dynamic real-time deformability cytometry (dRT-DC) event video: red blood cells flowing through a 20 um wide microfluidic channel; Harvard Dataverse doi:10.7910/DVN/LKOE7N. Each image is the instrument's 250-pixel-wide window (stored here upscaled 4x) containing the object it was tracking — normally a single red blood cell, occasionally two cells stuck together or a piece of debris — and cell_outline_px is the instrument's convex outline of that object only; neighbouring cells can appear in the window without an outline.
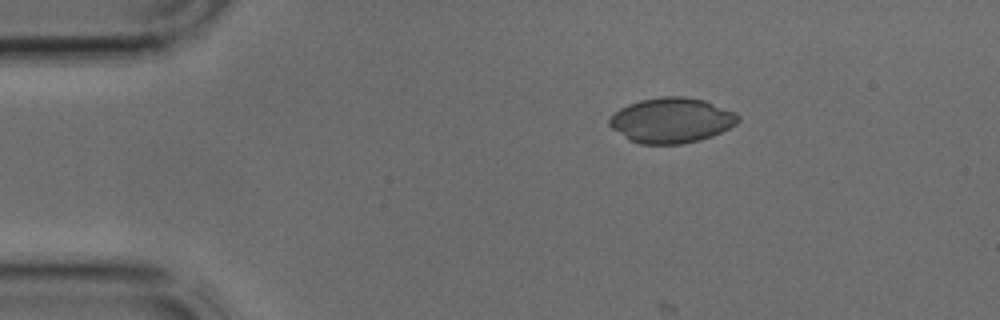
{"species": "common noctule bat (a hibernating species)", "species_latin": "Nyctalus noctula", "temperature_condition": "cold", "stored_images_in_passage": 2, "camera_frame_rate_fps": 3000, "um_per_image_px": 0.085, "animal": {"sex": "male", "body_mass_g": 17.9, "forearm_length_mm": 54.2}, "frame": {"image": 1, "passage_image": 2, "time_ms": 0.333, "image_size_px": [1000, 320], "cell_outline_px": [[740, 120], [736, 124], [712, 136], [700, 140], [680, 144], [640, 144], [628, 140], [612, 128], [608, 124], [608, 120], [620, 108], [628, 104], [640, 100], [660, 96], [684, 96], [704, 100], [736, 112], [740, 116]], "centroid_in_image_um": [57.08, 10.22], "position_along_channel_um": 27.9, "area_um2": 33.99}}